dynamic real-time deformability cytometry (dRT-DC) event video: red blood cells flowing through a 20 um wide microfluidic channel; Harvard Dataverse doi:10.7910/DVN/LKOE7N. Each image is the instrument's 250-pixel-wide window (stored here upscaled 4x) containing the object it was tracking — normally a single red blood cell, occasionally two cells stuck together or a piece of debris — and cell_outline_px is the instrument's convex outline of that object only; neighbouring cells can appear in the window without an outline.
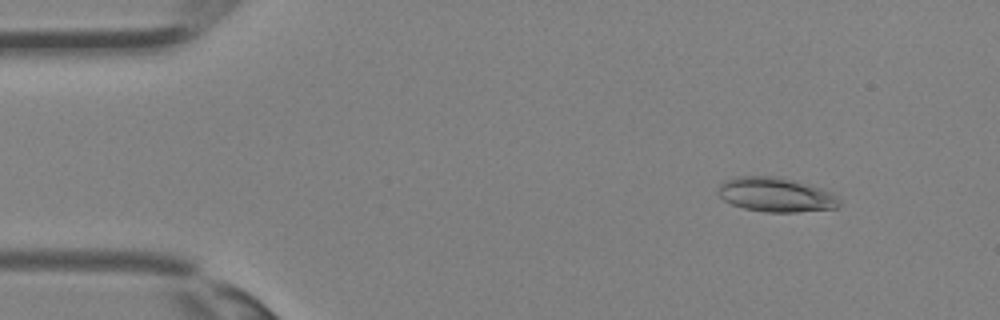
{"species": "Egyptian fruit bat (a non-hibernating species)", "species_latin": "Rousettus aegyptiacus", "temperature_condition": "room temperature", "stored_images_in_passage": 34, "camera_frame_rate_fps": 3000, "um_per_image_px": 0.085, "animal": {"sex": "female"}, "frame": {"image": 1, "passage_image": 3, "time_ms": 0.667, "image_size_px": [1000, 320], "cell_outline_px": [[840, 204], [836, 208], [796, 212], [768, 212], [744, 208], [732, 204], [724, 200], [720, 196], [720, 184], [724, 180], [736, 176], [776, 176], [796, 180], [832, 192], [840, 196]], "centroid_in_image_um": [65.99, 16.54], "position_along_channel_um": 19.0, "area_um2": 24.33}}
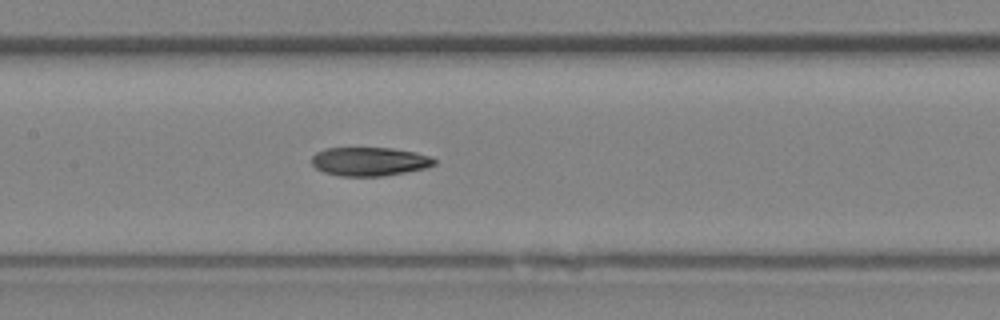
{"frame": {"image": 2, "passage_image": 16, "time_ms": 5.0, "image_size_px": [1000, 320], "cell_outline_px": [[436, 164], [424, 168], [404, 172], [380, 176], [340, 176], [324, 172], [316, 168], [312, 164], [312, 156], [316, 152], [324, 148], [392, 148], [416, 152], [432, 156], [436, 160]], "centroid_in_image_um": [31.4, 13.72], "position_along_channel_um": 176.0, "area_um2": 20.52}}
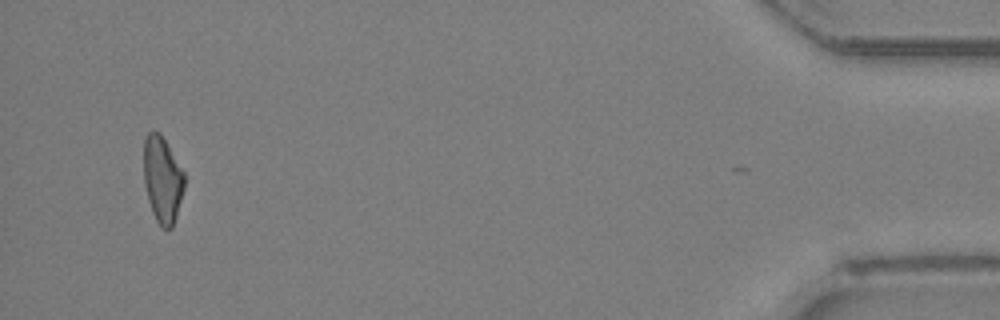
{"frame": {"image": 3, "passage_image": 33, "time_ms": 10.667, "image_size_px": [1000, 320], "cell_outline_px": [[184, 188], [176, 216], [172, 228], [164, 228], [156, 220], [152, 212], [148, 200], [144, 184], [144, 140], [148, 132], [160, 132], [184, 172]], "centroid_in_image_um": [13.8, 15.25], "position_along_channel_um": 421.4, "area_um2": 20.23}}